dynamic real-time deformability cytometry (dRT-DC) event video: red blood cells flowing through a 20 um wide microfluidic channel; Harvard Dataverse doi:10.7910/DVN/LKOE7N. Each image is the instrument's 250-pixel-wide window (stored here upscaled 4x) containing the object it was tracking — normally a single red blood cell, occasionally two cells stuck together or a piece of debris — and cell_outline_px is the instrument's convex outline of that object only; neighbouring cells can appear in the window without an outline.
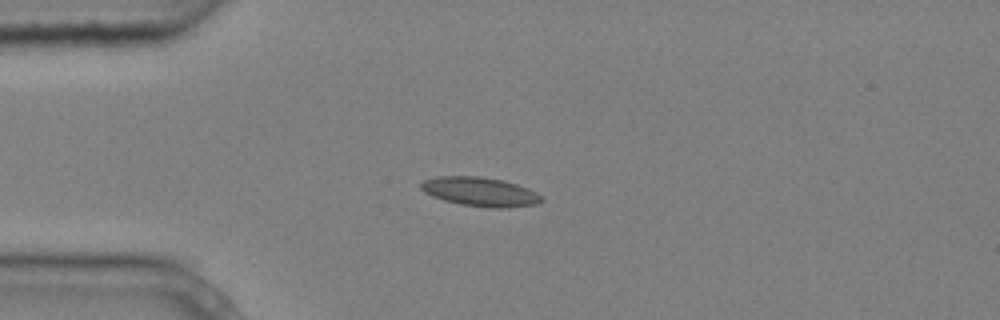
{"species": "common noctule bat (a hibernating species)", "species_latin": "Nyctalus noctula", "temperature_condition": "cold", "stored_images_in_passage": 5, "camera_frame_rate_fps": 3000, "um_per_image_px": 0.085, "animal": {"sex": "male", "body_mass_g": 20.4}, "frame": {"image": 1, "passage_image": 1, "time_ms": 0.0, "image_size_px": [1000, 320], "cell_outline_px": [[544, 200], [540, 204], [508, 208], [492, 208], [460, 204], [444, 200], [432, 196], [424, 192], [420, 188], [420, 184], [424, 180], [436, 176], [480, 176], [504, 180], [528, 188], [536, 192]], "centroid_in_image_um": [40.83, 16.3], "position_along_channel_um": 44.2, "area_um2": 20.63}}
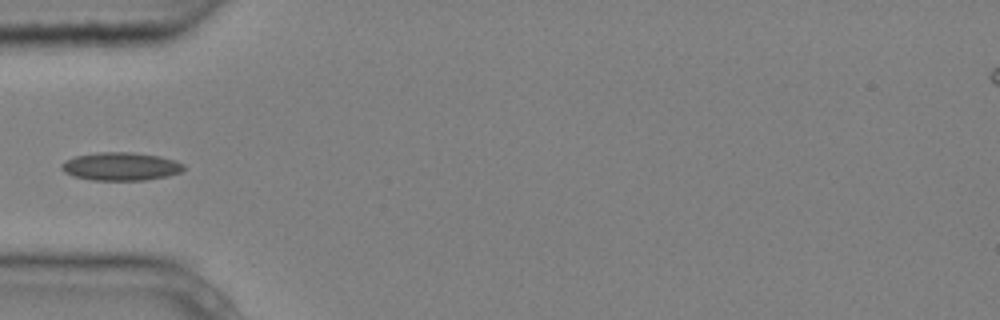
{"frame": {"image": 2, "passage_image": 2, "time_ms": 0.333, "image_size_px": [1000, 320], "cell_outline_px": [[184, 168], [180, 172], [168, 176], [144, 180], [92, 180], [72, 176], [64, 172], [60, 168], [60, 164], [64, 160], [76, 156], [96, 152], [132, 152], [160, 156], [176, 160], [184, 164]], "centroid_in_image_um": [10.24, 14.14], "position_along_channel_um": 74.8, "area_um2": 20.23}}
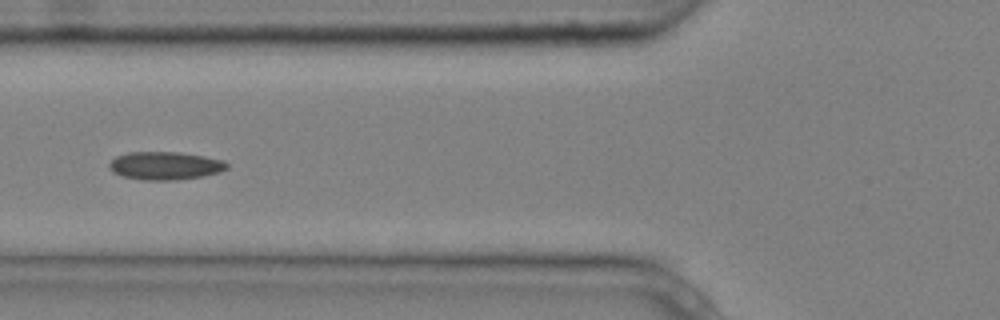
{"frame": {"image": 3, "passage_image": 3, "time_ms": 0.667, "image_size_px": [1000, 320], "cell_outline_px": [[228, 168], [220, 172], [204, 176], [176, 180], [144, 180], [124, 176], [112, 172], [108, 168], [108, 164], [116, 156], [128, 152], [180, 152], [204, 156], [224, 160], [228, 164]], "centroid_in_image_um": [14.05, 14.08], "position_along_channel_um": 111.8, "area_um2": 19.36}}